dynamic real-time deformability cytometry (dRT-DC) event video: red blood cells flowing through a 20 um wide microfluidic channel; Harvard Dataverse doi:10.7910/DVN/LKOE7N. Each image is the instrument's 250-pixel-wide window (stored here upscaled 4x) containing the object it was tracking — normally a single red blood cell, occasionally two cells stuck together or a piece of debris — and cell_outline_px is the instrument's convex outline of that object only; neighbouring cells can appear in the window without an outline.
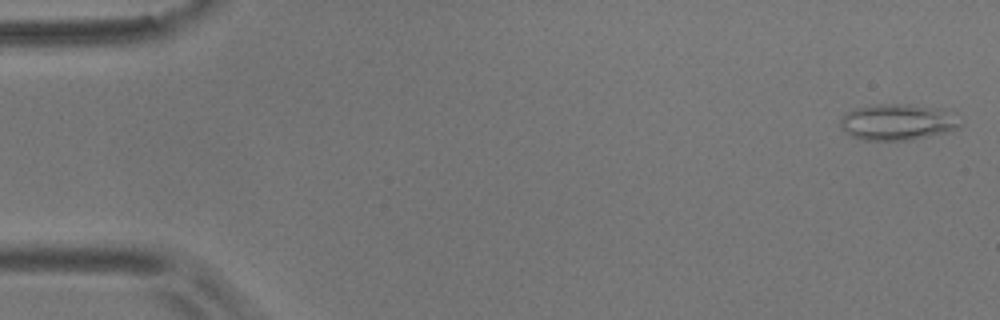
{"species": "common noctule bat (a hibernating species)", "species_latin": "Nyctalus noctula", "temperature_condition": "room temperature", "stored_images_in_passage": 4, "camera_frame_rate_fps": 3000, "um_per_image_px": 0.085, "animal": {"sex": "male", "body_mass_g": 17.9}, "frame": {"image": 1, "passage_image": 1, "time_ms": 0.0, "image_size_px": [1000, 320], "cell_outline_px": [[960, 128], [912, 140], [864, 140], [852, 136], [840, 124], [840, 120], [848, 112], [856, 108], [872, 104], [908, 104], [936, 108], [960, 124]], "centroid_in_image_um": [76.19, 10.38], "position_along_channel_um": 8.8, "area_um2": 24.33}}